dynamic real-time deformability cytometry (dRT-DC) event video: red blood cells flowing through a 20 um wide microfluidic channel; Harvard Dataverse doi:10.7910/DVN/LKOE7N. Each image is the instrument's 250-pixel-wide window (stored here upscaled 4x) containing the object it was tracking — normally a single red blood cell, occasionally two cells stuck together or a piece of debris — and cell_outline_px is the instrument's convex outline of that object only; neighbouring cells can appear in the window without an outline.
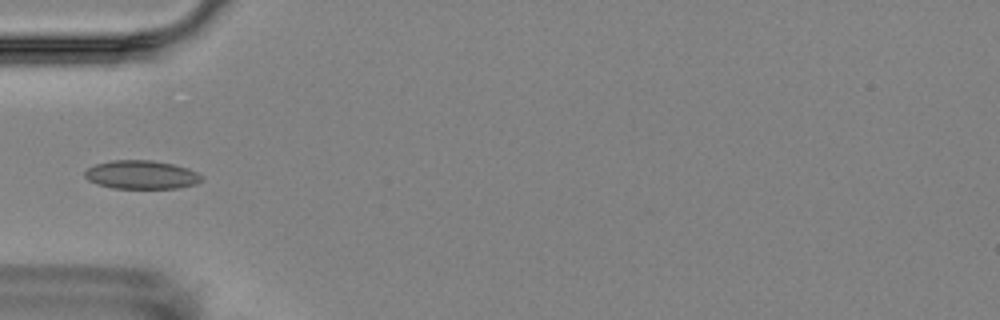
{"species": "Egyptian fruit bat (a non-hibernating species)", "species_latin": "Rousettus aegyptiacus", "temperature_condition": "room temperature", "stored_images_in_passage": 5, "camera_frame_rate_fps": 3000, "um_per_image_px": 0.085, "animal": {"sex": "female"}, "frame": {"image": 1, "passage_image": 5, "time_ms": 4.333, "image_size_px": [1000, 320], "cell_outline_px": [[204, 180], [196, 184], [180, 188], [112, 188], [96, 184], [88, 180], [84, 176], [84, 172], [88, 168], [96, 164], [112, 160], [152, 160], [172, 164], [188, 168], [204, 176]], "centroid_in_image_um": [12.04, 14.86], "position_along_channel_um": 73.0, "area_um2": 19.59}}